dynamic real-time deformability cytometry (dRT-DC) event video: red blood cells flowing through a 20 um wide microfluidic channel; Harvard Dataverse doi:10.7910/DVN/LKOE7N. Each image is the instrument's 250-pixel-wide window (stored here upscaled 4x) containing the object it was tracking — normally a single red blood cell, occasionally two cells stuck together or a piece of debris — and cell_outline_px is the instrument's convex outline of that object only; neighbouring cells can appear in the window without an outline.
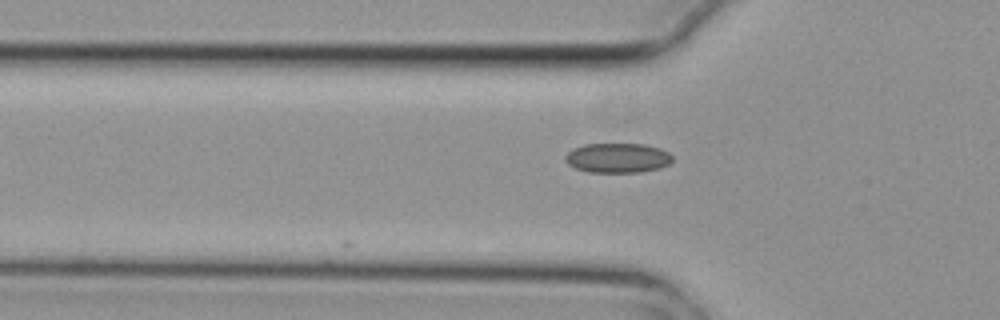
{"species": "common noctule bat (a hibernating species)", "species_latin": "Nyctalus noctula", "temperature_condition": "cold", "stored_images_in_passage": 3, "camera_frame_rate_fps": 3000, "um_per_image_px": 0.085, "animal": {"sex": "female", "body_mass_g": 29.2, "forearm_length_mm": 56.3}, "frame": {"image": 1, "passage_image": 3, "time_ms": 0.667, "image_size_px": [1000, 320], "cell_outline_px": [[672, 160], [668, 164], [660, 168], [640, 172], [588, 172], [576, 168], [568, 164], [564, 160], [564, 156], [572, 148], [584, 144], [644, 144], [660, 148], [668, 152], [672, 156]], "centroid_in_image_um": [52.47, 13.42], "position_along_channel_um": 73.3, "area_um2": 18.61}}